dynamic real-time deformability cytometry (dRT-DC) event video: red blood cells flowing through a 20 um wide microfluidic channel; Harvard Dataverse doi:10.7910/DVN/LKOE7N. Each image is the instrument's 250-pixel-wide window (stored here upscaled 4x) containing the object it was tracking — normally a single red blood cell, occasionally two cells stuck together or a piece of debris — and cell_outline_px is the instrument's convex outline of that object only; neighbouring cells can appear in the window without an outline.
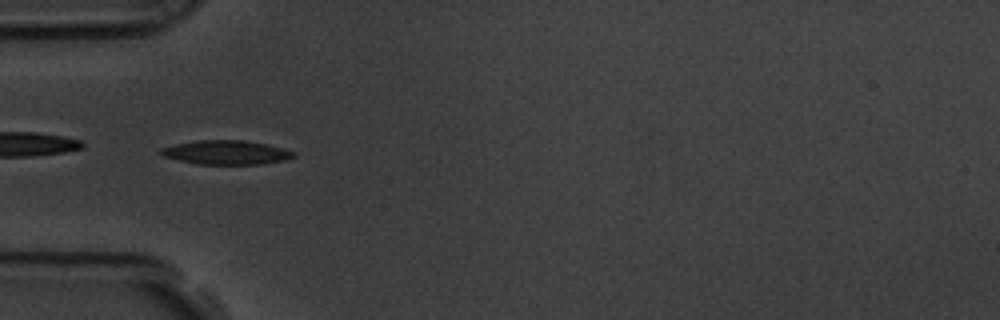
{"species": "common noctule bat (a hibernating species)", "species_latin": "Nyctalus noctula", "temperature_condition": "room temperature", "stored_images_in_passage": 55, "camera_frame_rate_fps": 3000, "um_per_image_px": 0.085, "animal": {"sex": "male", "body_mass_g": 19.5, "forearm_length_mm": 54.6}, "frame": {"image": 1, "passage_image": 16, "time_ms": 5.0, "image_size_px": [1000, 320], "cell_outline_px": [[296, 156], [284, 160], [260, 164], [196, 164], [164, 156], [156, 152], [160, 148], [176, 144], [196, 140], [244, 140], [268, 144], [284, 148], [296, 152]], "centroid_in_image_um": [19.23, 12.95], "position_along_channel_um": 65.8, "area_um2": 18.73}, "authors_computed_cell_mechanics": {"area_um2": 18.207, "velocity_mm_per_s": 3.5407, "shape_relaxation_time_tau1_ms": 3.7334, "shape_relaxation_time_tau2_ms": 2.7499, "deformation_change_tau1": 0.1568, "deformation_change_tau2": 0.0945}}